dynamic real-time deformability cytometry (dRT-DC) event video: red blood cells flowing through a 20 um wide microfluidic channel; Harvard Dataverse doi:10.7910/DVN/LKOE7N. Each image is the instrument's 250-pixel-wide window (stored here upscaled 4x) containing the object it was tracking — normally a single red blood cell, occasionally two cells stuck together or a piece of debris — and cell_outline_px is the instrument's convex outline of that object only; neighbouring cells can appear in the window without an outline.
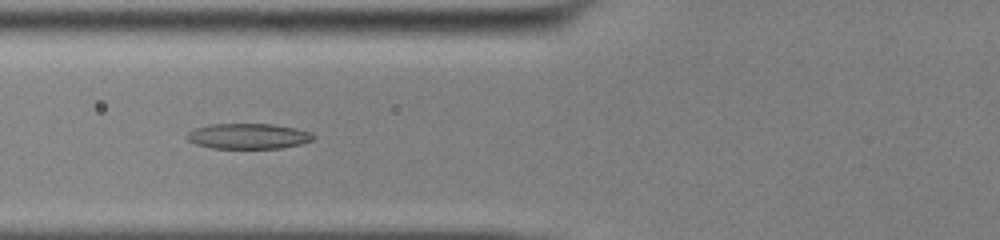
{"species": "common noctule bat (a hibernating species)", "species_latin": "Nyctalus noctula", "temperature_condition": "cold", "stored_images_in_passage": 55, "camera_frame_rate_fps": 3000, "um_per_image_px": 0.085, "animal": {"sex": "male", "body_mass_g": 13.0, "forearm_length_mm": 53.1}, "frame": {"image": 1, "passage_image": 23, "time_ms": 7.333, "image_size_px": [1000, 240], "cell_outline_px": [[316, 136], [312, 140], [300, 144], [284, 148], [212, 148], [196, 144], [188, 140], [184, 136], [188, 132], [196, 128], [212, 124], [272, 124], [296, 128], [308, 132]], "centroid_in_image_um": [21.09, 11.57], "position_along_channel_um": 104.7, "area_um2": 18.67}}
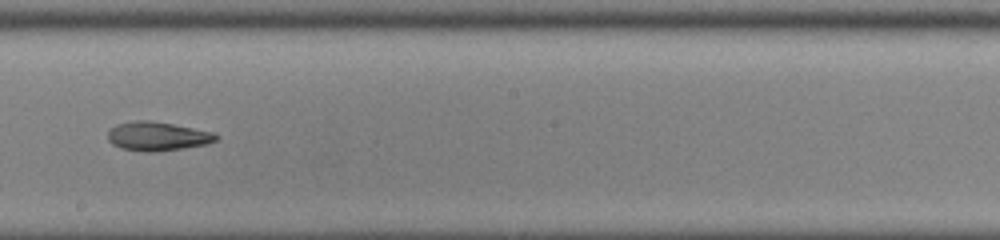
{"frame": {"image": 2, "passage_image": 33, "time_ms": 10.667, "image_size_px": [1000, 240], "cell_outline_px": [[220, 136], [216, 140], [208, 144], [160, 152], [144, 152], [120, 148], [112, 144], [108, 140], [108, 132], [116, 124], [136, 120], [148, 120], [172, 124], [216, 132]], "centroid_in_image_um": [13.41, 11.59], "position_along_channel_um": 234.8, "area_um2": 18.5}}
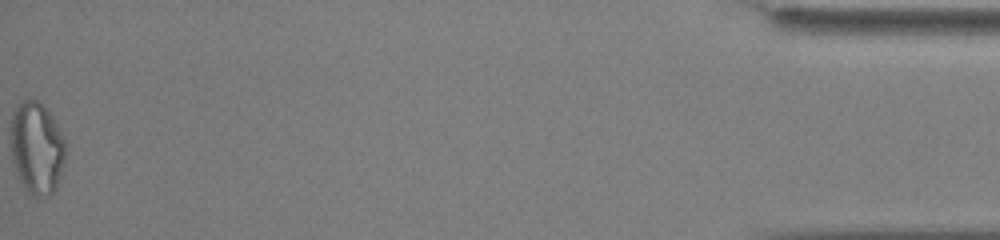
{"frame": {"image": 3, "passage_image": 55, "time_ms": 18.0, "image_size_px": [1000, 240], "cell_outline_px": [[68, 152], [56, 188], [48, 196], [28, 196], [16, 172], [12, 160], [12, 112], [16, 104], [20, 100], [36, 100], [48, 112], [56, 124], [64, 140]], "centroid_in_image_um": [3.13, 12.62], "position_along_channel_um": 432.1, "area_um2": 29.42}, "authors_computed_cell_mechanics": {"area_um2": 20.808, "velocity_mm_per_s": 3.9013, "shape_relaxation_time_tau1_ms": 8.7393, "shape_relaxation_time_tau2_ms": 4.1518, "deformation_change_tau1": 0.2124, "deformation_change_tau2": 0.1338}}